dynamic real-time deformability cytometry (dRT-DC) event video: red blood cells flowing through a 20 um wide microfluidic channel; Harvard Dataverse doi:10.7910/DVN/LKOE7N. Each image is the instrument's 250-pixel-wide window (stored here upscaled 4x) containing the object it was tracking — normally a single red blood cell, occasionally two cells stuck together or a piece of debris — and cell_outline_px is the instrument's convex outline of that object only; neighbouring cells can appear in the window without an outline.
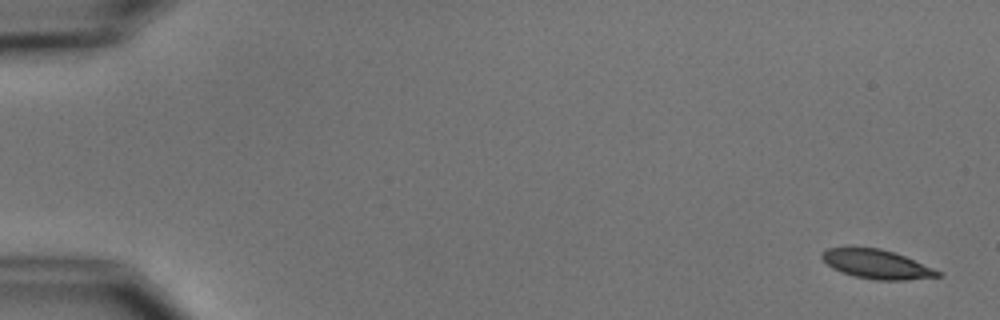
{"species": "common noctule bat (a hibernating species)", "species_latin": "Nyctalus noctula", "temperature_condition": "cold", "stored_images_in_passage": 6, "segment_of_instrument_passage": [1, 2], "camera_frame_rate_fps": 3000, "um_per_image_px": 0.085, "animal": {"sex": "male", "body_mass_g": 15.6}, "frame": {"image": 1, "passage_image": 1, "time_ms": 0.0, "image_size_px": [1000, 320], "cell_outline_px": [[940, 276], [908, 280], [876, 280], [856, 276], [840, 272], [832, 268], [820, 256], [820, 252], [828, 248], [880, 248], [904, 256], [932, 268], [940, 272]], "centroid_in_image_um": [74.48, 22.46], "position_along_channel_um": 10.5, "area_um2": 19.25}}
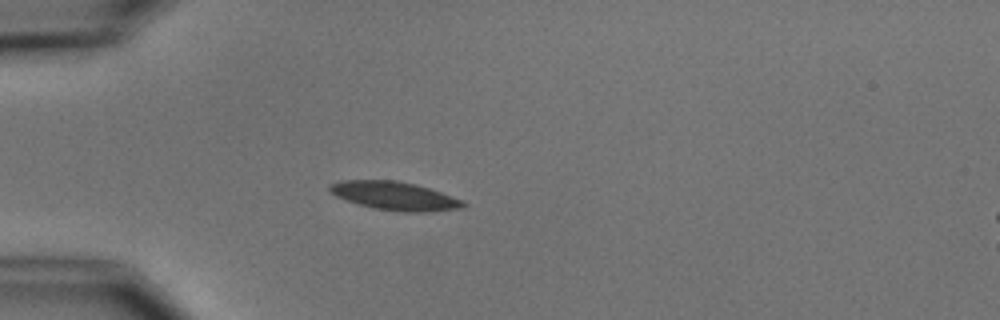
{"frame": {"image": 2, "passage_image": 5, "time_ms": 4.667, "image_size_px": [1000, 320], "cell_outline_px": [[468, 204], [464, 208], [432, 212], [404, 212], [372, 208], [344, 200], [336, 196], [328, 188], [328, 184], [344, 180], [396, 180], [416, 184], [464, 200]], "centroid_in_image_um": [33.58, 16.66], "position_along_channel_um": 51.4, "area_um2": 22.37}}